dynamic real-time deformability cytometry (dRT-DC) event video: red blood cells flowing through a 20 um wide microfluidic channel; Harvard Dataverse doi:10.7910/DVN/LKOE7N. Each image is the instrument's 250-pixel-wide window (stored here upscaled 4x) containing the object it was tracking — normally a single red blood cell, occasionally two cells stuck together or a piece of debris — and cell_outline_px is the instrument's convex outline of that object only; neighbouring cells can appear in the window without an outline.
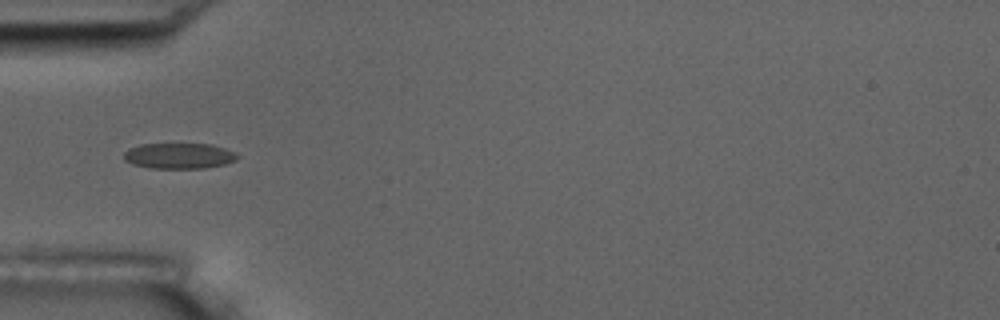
{"species": "common noctule bat (a hibernating species)", "species_latin": "Nyctalus noctula", "temperature_condition": "room temperature", "stored_images_in_passage": 5, "camera_frame_rate_fps": 3000, "um_per_image_px": 0.085, "animal": {"sex": "male", "body_mass_g": 17.5, "forearm_length_mm": 52.3}, "frame": {"image": 1, "passage_image": 1, "time_ms": 0.0, "image_size_px": [1000, 320], "cell_outline_px": [[240, 156], [236, 160], [224, 164], [204, 168], [152, 168], [132, 164], [124, 160], [124, 152], [128, 148], [140, 144], [212, 144], [224, 148]], "centroid_in_image_um": [15.19, 13.24], "position_along_channel_um": 69.8, "area_um2": 16.94}}
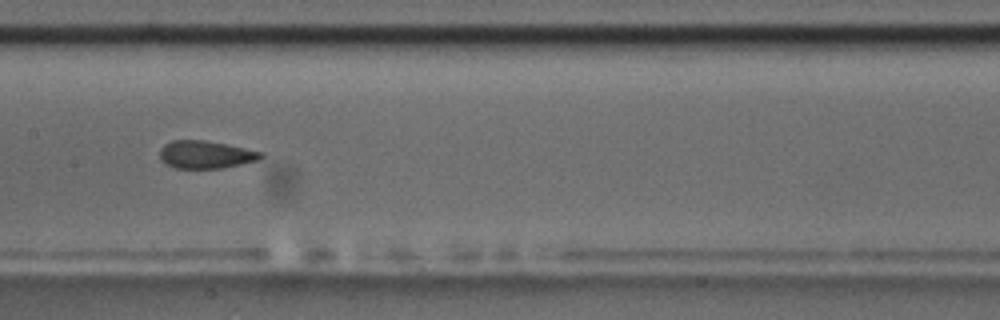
{"frame": {"image": 2, "passage_image": 4, "time_ms": 3.333, "image_size_px": [1000, 320], "cell_outline_px": [[264, 156], [260, 160], [224, 168], [176, 168], [164, 164], [160, 160], [160, 148], [164, 144], [172, 140], [204, 140], [264, 152]], "centroid_in_image_um": [17.48, 13.15], "position_along_channel_um": 189.9, "area_um2": 16.47}}